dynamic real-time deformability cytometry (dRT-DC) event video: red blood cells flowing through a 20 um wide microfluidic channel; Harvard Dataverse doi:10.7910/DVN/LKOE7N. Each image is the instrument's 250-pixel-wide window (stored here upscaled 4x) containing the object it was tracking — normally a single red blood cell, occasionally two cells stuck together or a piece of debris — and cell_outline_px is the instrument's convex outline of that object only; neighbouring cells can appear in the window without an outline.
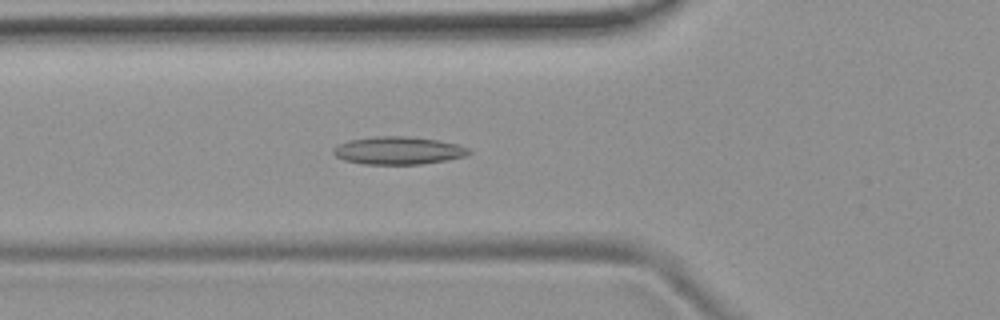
{"species": "common noctule bat (a hibernating species)", "species_latin": "Nyctalus noctula", "temperature_condition": "room temperature", "stored_images_in_passage": 54, "camera_frame_rate_fps": 3000, "um_per_image_px": 0.085, "animal": {"sex": "female", "body_mass_g": 19.9}, "frame": {"image": 1, "passage_image": 19, "time_ms": 6.0, "image_size_px": [1000, 320], "cell_outline_px": [[472, 152], [464, 156], [448, 160], [424, 164], [364, 164], [344, 160], [336, 156], [332, 152], [332, 148], [336, 144], [348, 140], [376, 136], [408, 136], [436, 140], [456, 144], [468, 148]], "centroid_in_image_um": [33.81, 12.79], "position_along_channel_um": 92.0, "area_um2": 22.02}}
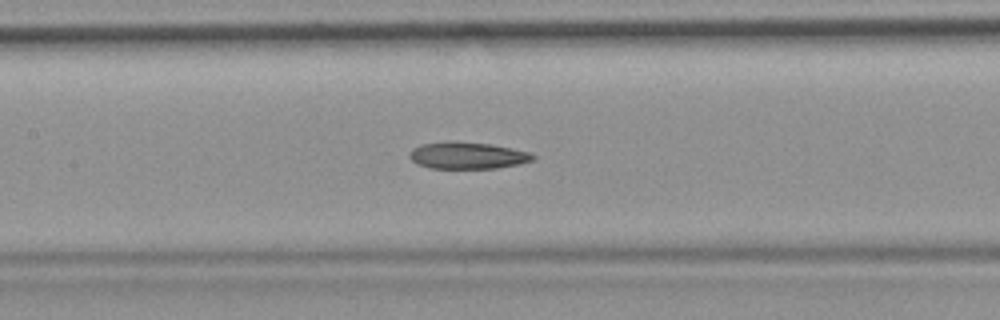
{"frame": {"image": 2, "passage_image": 25, "time_ms": 8.0, "image_size_px": [1000, 320], "cell_outline_px": [[536, 160], [520, 164], [496, 168], [428, 168], [416, 164], [408, 156], [412, 148], [424, 144], [492, 144], [528, 152], [536, 156]], "centroid_in_image_um": [39.79, 13.27], "position_along_channel_um": 167.6, "area_um2": 18.5}}
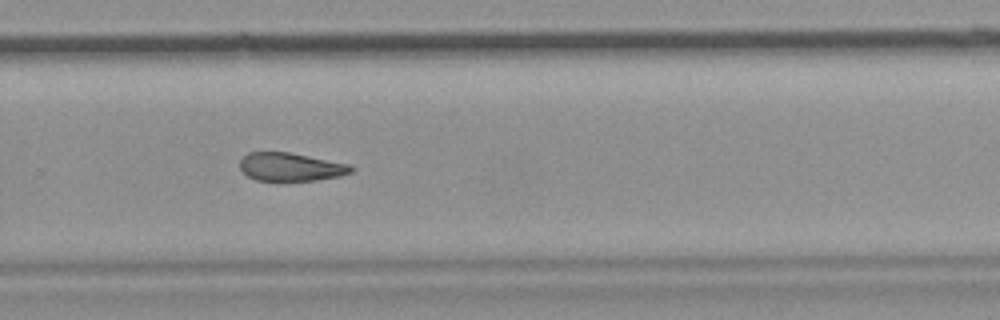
{"frame": {"image": 3, "passage_image": 36, "time_ms": 11.667, "image_size_px": [1000, 320], "cell_outline_px": [[356, 168], [352, 172], [340, 176], [316, 180], [256, 180], [248, 176], [240, 168], [240, 160], [248, 152], [288, 152], [348, 164]], "centroid_in_image_um": [24.71, 14.18], "position_along_channel_um": 305.1, "area_um2": 18.09}}